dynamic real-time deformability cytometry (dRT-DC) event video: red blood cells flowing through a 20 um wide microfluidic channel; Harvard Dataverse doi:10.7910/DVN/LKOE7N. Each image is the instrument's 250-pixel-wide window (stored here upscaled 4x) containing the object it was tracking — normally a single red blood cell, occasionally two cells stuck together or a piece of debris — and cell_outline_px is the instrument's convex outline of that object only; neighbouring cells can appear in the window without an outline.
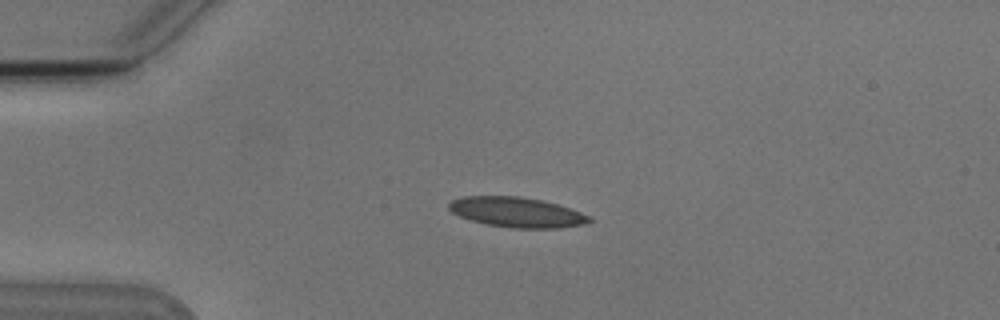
{"species": "Egyptian fruit bat (a non-hibernating species)", "species_latin": "Rousettus aegyptiacus", "temperature_condition": "cold", "stored_images_in_passage": 5, "camera_frame_rate_fps": 3000, "um_per_image_px": 0.085, "animal": {"sex": "male"}, "frame": {"image": 1, "passage_image": 4, "time_ms": 3.667, "image_size_px": [1000, 320], "cell_outline_px": [[592, 220], [584, 224], [560, 228], [512, 228], [488, 224], [472, 220], [460, 216], [452, 212], [448, 208], [448, 204], [452, 200], [464, 196], [516, 196], [544, 200], [592, 216]], "centroid_in_image_um": [43.94, 18.04], "position_along_channel_um": 41.1, "area_um2": 24.45}}